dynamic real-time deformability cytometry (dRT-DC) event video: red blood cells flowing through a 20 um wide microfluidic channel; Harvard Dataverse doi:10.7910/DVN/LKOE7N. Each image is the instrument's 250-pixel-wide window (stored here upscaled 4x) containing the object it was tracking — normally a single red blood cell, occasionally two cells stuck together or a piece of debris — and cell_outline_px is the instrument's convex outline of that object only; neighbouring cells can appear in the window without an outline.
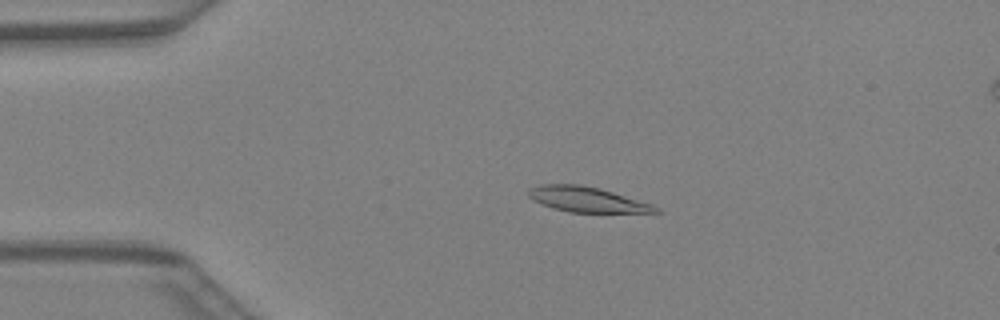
{"species": "Egyptian fruit bat (a non-hibernating species)", "species_latin": "Rousettus aegyptiacus", "temperature_condition": "warm", "stored_images_in_passage": 42, "camera_frame_rate_fps": 3000, "um_per_image_px": 0.085, "animal": {"sex": "female"}, "frame": {"image": 1, "passage_image": 9, "time_ms": 2.667, "image_size_px": [1000, 320], "cell_outline_px": [[660, 212], [568, 212], [552, 208], [532, 200], [528, 196], [528, 192], [532, 188], [540, 184], [580, 184], [600, 188], [652, 204], [660, 208]], "centroid_in_image_um": [49.87, 16.95], "position_along_channel_um": 35.1, "area_um2": 18.55}}
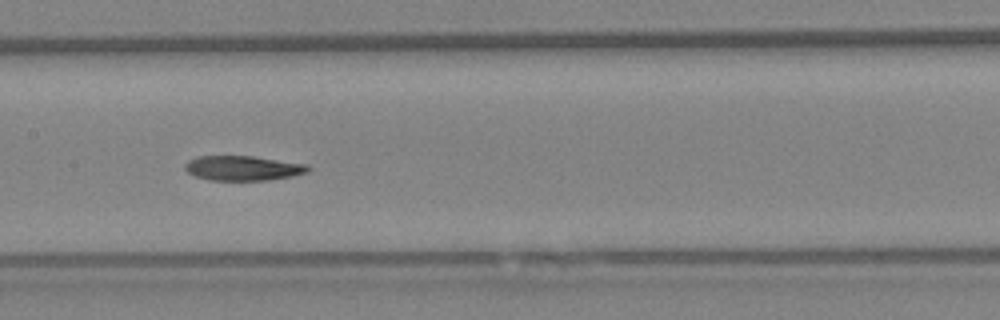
{"frame": {"image": 2, "passage_image": 21, "time_ms": 6.667, "image_size_px": [1000, 320], "cell_outline_px": [[312, 168], [308, 172], [292, 176], [268, 180], [208, 180], [196, 176], [188, 172], [184, 168], [184, 164], [188, 160], [196, 156], [252, 156], [308, 164]], "centroid_in_image_um": [20.66, 14.29], "position_along_channel_um": 186.7, "area_um2": 17.86}}
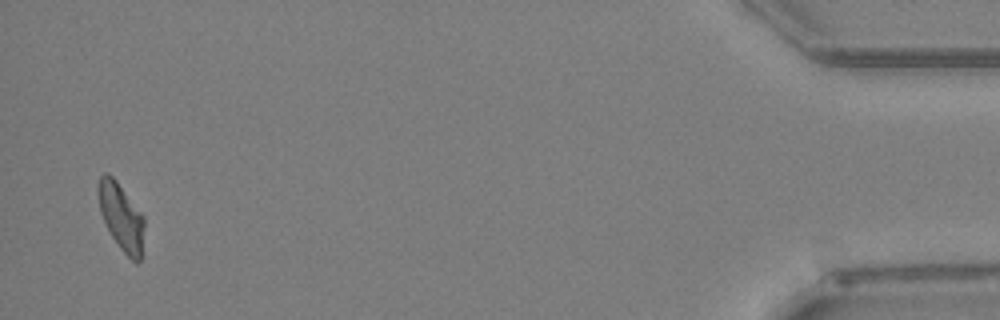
{"frame": {"image": 3, "passage_image": 41, "time_ms": 13.333, "image_size_px": [1000, 320], "cell_outline_px": [[144, 224], [140, 260], [136, 264], [120, 248], [112, 236], [100, 212], [96, 192], [96, 188], [100, 176], [104, 172], [108, 172], [116, 180], [144, 216]], "centroid_in_image_um": [10.27, 18.38], "position_along_channel_um": 424.9, "area_um2": 17.92}}